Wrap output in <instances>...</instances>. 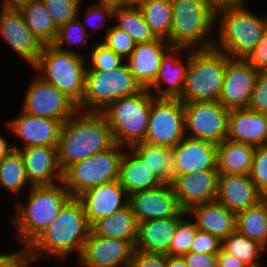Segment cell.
<instances>
[{"label":"cell","instance_id":"4dcf8cb0","mask_svg":"<svg viewBox=\"0 0 267 267\" xmlns=\"http://www.w3.org/2000/svg\"><path fill=\"white\" fill-rule=\"evenodd\" d=\"M255 147L225 139L217 146V170L219 174L249 175Z\"/></svg>","mask_w":267,"mask_h":267},{"label":"cell","instance_id":"ee69618b","mask_svg":"<svg viewBox=\"0 0 267 267\" xmlns=\"http://www.w3.org/2000/svg\"><path fill=\"white\" fill-rule=\"evenodd\" d=\"M249 176L258 191L267 198V144L255 148Z\"/></svg>","mask_w":267,"mask_h":267},{"label":"cell","instance_id":"cb8c5ba5","mask_svg":"<svg viewBox=\"0 0 267 267\" xmlns=\"http://www.w3.org/2000/svg\"><path fill=\"white\" fill-rule=\"evenodd\" d=\"M29 183L54 185L63 180L58 164L57 146H33L19 149Z\"/></svg>","mask_w":267,"mask_h":267},{"label":"cell","instance_id":"d6a6232c","mask_svg":"<svg viewBox=\"0 0 267 267\" xmlns=\"http://www.w3.org/2000/svg\"><path fill=\"white\" fill-rule=\"evenodd\" d=\"M19 11L22 13L25 23L43 45H51L55 41L58 28L41 0L30 1Z\"/></svg>","mask_w":267,"mask_h":267},{"label":"cell","instance_id":"e0dca14e","mask_svg":"<svg viewBox=\"0 0 267 267\" xmlns=\"http://www.w3.org/2000/svg\"><path fill=\"white\" fill-rule=\"evenodd\" d=\"M258 73L246 59L229 58L218 102L229 110L247 108Z\"/></svg>","mask_w":267,"mask_h":267},{"label":"cell","instance_id":"f546056e","mask_svg":"<svg viewBox=\"0 0 267 267\" xmlns=\"http://www.w3.org/2000/svg\"><path fill=\"white\" fill-rule=\"evenodd\" d=\"M118 181L128 195L154 189L162 184L130 148L124 151L121 159Z\"/></svg>","mask_w":267,"mask_h":267},{"label":"cell","instance_id":"f5cc1de1","mask_svg":"<svg viewBox=\"0 0 267 267\" xmlns=\"http://www.w3.org/2000/svg\"><path fill=\"white\" fill-rule=\"evenodd\" d=\"M217 267H250L237 257L230 255L222 248L217 254Z\"/></svg>","mask_w":267,"mask_h":267},{"label":"cell","instance_id":"7bdbcfd3","mask_svg":"<svg viewBox=\"0 0 267 267\" xmlns=\"http://www.w3.org/2000/svg\"><path fill=\"white\" fill-rule=\"evenodd\" d=\"M115 54L122 57L125 61L131 55L136 42L124 30L113 27H108L105 33L104 41H102Z\"/></svg>","mask_w":267,"mask_h":267},{"label":"cell","instance_id":"f6af8a7d","mask_svg":"<svg viewBox=\"0 0 267 267\" xmlns=\"http://www.w3.org/2000/svg\"><path fill=\"white\" fill-rule=\"evenodd\" d=\"M247 108L254 112L267 114V70H259Z\"/></svg>","mask_w":267,"mask_h":267},{"label":"cell","instance_id":"4316f807","mask_svg":"<svg viewBox=\"0 0 267 267\" xmlns=\"http://www.w3.org/2000/svg\"><path fill=\"white\" fill-rule=\"evenodd\" d=\"M193 217L198 230L210 233L220 240L236 230V214L217 201L193 206L188 217Z\"/></svg>","mask_w":267,"mask_h":267},{"label":"cell","instance_id":"277c9868","mask_svg":"<svg viewBox=\"0 0 267 267\" xmlns=\"http://www.w3.org/2000/svg\"><path fill=\"white\" fill-rule=\"evenodd\" d=\"M246 5L216 11L218 37H215L213 48L233 59H246L263 37L267 26V16L256 15Z\"/></svg>","mask_w":267,"mask_h":267},{"label":"cell","instance_id":"4fadbf2b","mask_svg":"<svg viewBox=\"0 0 267 267\" xmlns=\"http://www.w3.org/2000/svg\"><path fill=\"white\" fill-rule=\"evenodd\" d=\"M22 111L37 117L52 118L62 123L79 109L66 94L36 75L23 97Z\"/></svg>","mask_w":267,"mask_h":267},{"label":"cell","instance_id":"9c48e42d","mask_svg":"<svg viewBox=\"0 0 267 267\" xmlns=\"http://www.w3.org/2000/svg\"><path fill=\"white\" fill-rule=\"evenodd\" d=\"M141 89L126 62L109 71H86L84 95L78 109L101 112L111 102L136 94Z\"/></svg>","mask_w":267,"mask_h":267},{"label":"cell","instance_id":"d590c367","mask_svg":"<svg viewBox=\"0 0 267 267\" xmlns=\"http://www.w3.org/2000/svg\"><path fill=\"white\" fill-rule=\"evenodd\" d=\"M27 185L28 189L32 187L28 181L20 151L14 149L0 162V187L20 197Z\"/></svg>","mask_w":267,"mask_h":267},{"label":"cell","instance_id":"11a10c76","mask_svg":"<svg viewBox=\"0 0 267 267\" xmlns=\"http://www.w3.org/2000/svg\"><path fill=\"white\" fill-rule=\"evenodd\" d=\"M93 4L109 8L113 11L132 5L130 0H98Z\"/></svg>","mask_w":267,"mask_h":267},{"label":"cell","instance_id":"b9f144b4","mask_svg":"<svg viewBox=\"0 0 267 267\" xmlns=\"http://www.w3.org/2000/svg\"><path fill=\"white\" fill-rule=\"evenodd\" d=\"M57 28L77 18L82 0H41Z\"/></svg>","mask_w":267,"mask_h":267},{"label":"cell","instance_id":"83f0119b","mask_svg":"<svg viewBox=\"0 0 267 267\" xmlns=\"http://www.w3.org/2000/svg\"><path fill=\"white\" fill-rule=\"evenodd\" d=\"M182 218L170 217L139 222L135 250L169 255L172 237Z\"/></svg>","mask_w":267,"mask_h":267},{"label":"cell","instance_id":"9f6ffc18","mask_svg":"<svg viewBox=\"0 0 267 267\" xmlns=\"http://www.w3.org/2000/svg\"><path fill=\"white\" fill-rule=\"evenodd\" d=\"M30 1L33 0H2L0 8L19 10L22 6L28 4Z\"/></svg>","mask_w":267,"mask_h":267},{"label":"cell","instance_id":"8d00e7d4","mask_svg":"<svg viewBox=\"0 0 267 267\" xmlns=\"http://www.w3.org/2000/svg\"><path fill=\"white\" fill-rule=\"evenodd\" d=\"M114 18L118 21L115 26L129 34L136 44L148 43L157 39L149 25L144 21L136 4L115 10L113 12Z\"/></svg>","mask_w":267,"mask_h":267},{"label":"cell","instance_id":"5b68a950","mask_svg":"<svg viewBox=\"0 0 267 267\" xmlns=\"http://www.w3.org/2000/svg\"><path fill=\"white\" fill-rule=\"evenodd\" d=\"M172 9V25L166 39L172 47L213 48L215 36L211 31L217 25L216 11L205 0H173Z\"/></svg>","mask_w":267,"mask_h":267},{"label":"cell","instance_id":"db71d44e","mask_svg":"<svg viewBox=\"0 0 267 267\" xmlns=\"http://www.w3.org/2000/svg\"><path fill=\"white\" fill-rule=\"evenodd\" d=\"M215 11L232 6H239L248 2L247 0H205Z\"/></svg>","mask_w":267,"mask_h":267},{"label":"cell","instance_id":"d6986e66","mask_svg":"<svg viewBox=\"0 0 267 267\" xmlns=\"http://www.w3.org/2000/svg\"><path fill=\"white\" fill-rule=\"evenodd\" d=\"M8 128L25 143L13 144L14 149L33 146H57L63 123L52 118H43L20 111L17 117L7 121Z\"/></svg>","mask_w":267,"mask_h":267},{"label":"cell","instance_id":"7a4b0ae2","mask_svg":"<svg viewBox=\"0 0 267 267\" xmlns=\"http://www.w3.org/2000/svg\"><path fill=\"white\" fill-rule=\"evenodd\" d=\"M115 144L112 130L101 112L78 110L61 127L57 145L59 167L64 172L72 164Z\"/></svg>","mask_w":267,"mask_h":267},{"label":"cell","instance_id":"f907efd6","mask_svg":"<svg viewBox=\"0 0 267 267\" xmlns=\"http://www.w3.org/2000/svg\"><path fill=\"white\" fill-rule=\"evenodd\" d=\"M246 60L258 70H267V26L263 37Z\"/></svg>","mask_w":267,"mask_h":267},{"label":"cell","instance_id":"1f68e13d","mask_svg":"<svg viewBox=\"0 0 267 267\" xmlns=\"http://www.w3.org/2000/svg\"><path fill=\"white\" fill-rule=\"evenodd\" d=\"M130 149L151 169L162 184L172 183V148L140 142L132 145Z\"/></svg>","mask_w":267,"mask_h":267},{"label":"cell","instance_id":"816d5d0a","mask_svg":"<svg viewBox=\"0 0 267 267\" xmlns=\"http://www.w3.org/2000/svg\"><path fill=\"white\" fill-rule=\"evenodd\" d=\"M182 257L187 267H217V254L189 252Z\"/></svg>","mask_w":267,"mask_h":267},{"label":"cell","instance_id":"680465c9","mask_svg":"<svg viewBox=\"0 0 267 267\" xmlns=\"http://www.w3.org/2000/svg\"><path fill=\"white\" fill-rule=\"evenodd\" d=\"M12 150H14L13 144H8L7 139L0 136V162L4 159Z\"/></svg>","mask_w":267,"mask_h":267},{"label":"cell","instance_id":"681fc988","mask_svg":"<svg viewBox=\"0 0 267 267\" xmlns=\"http://www.w3.org/2000/svg\"><path fill=\"white\" fill-rule=\"evenodd\" d=\"M32 263L27 248L0 254V267H29Z\"/></svg>","mask_w":267,"mask_h":267},{"label":"cell","instance_id":"ffe728a7","mask_svg":"<svg viewBox=\"0 0 267 267\" xmlns=\"http://www.w3.org/2000/svg\"><path fill=\"white\" fill-rule=\"evenodd\" d=\"M182 56L186 57L185 62ZM189 62L190 49L171 47L162 57L157 77L147 89L157 98H179L185 85Z\"/></svg>","mask_w":267,"mask_h":267},{"label":"cell","instance_id":"ba28073f","mask_svg":"<svg viewBox=\"0 0 267 267\" xmlns=\"http://www.w3.org/2000/svg\"><path fill=\"white\" fill-rule=\"evenodd\" d=\"M84 54L44 45L37 62L32 66L37 76L66 94L77 105L85 89L86 60Z\"/></svg>","mask_w":267,"mask_h":267},{"label":"cell","instance_id":"2e32d148","mask_svg":"<svg viewBox=\"0 0 267 267\" xmlns=\"http://www.w3.org/2000/svg\"><path fill=\"white\" fill-rule=\"evenodd\" d=\"M0 36L30 67L37 62L44 45L25 23L19 10L0 8Z\"/></svg>","mask_w":267,"mask_h":267},{"label":"cell","instance_id":"d4e9b609","mask_svg":"<svg viewBox=\"0 0 267 267\" xmlns=\"http://www.w3.org/2000/svg\"><path fill=\"white\" fill-rule=\"evenodd\" d=\"M172 46L166 39L157 38L148 43H137L125 61L142 88H148L157 77L162 57Z\"/></svg>","mask_w":267,"mask_h":267},{"label":"cell","instance_id":"836d02e7","mask_svg":"<svg viewBox=\"0 0 267 267\" xmlns=\"http://www.w3.org/2000/svg\"><path fill=\"white\" fill-rule=\"evenodd\" d=\"M236 230L267 249V198L236 214Z\"/></svg>","mask_w":267,"mask_h":267},{"label":"cell","instance_id":"3957f363","mask_svg":"<svg viewBox=\"0 0 267 267\" xmlns=\"http://www.w3.org/2000/svg\"><path fill=\"white\" fill-rule=\"evenodd\" d=\"M29 190L27 202L15 201V214L10 219V226L14 227L18 242L24 248L52 223L71 197L63 182L32 186Z\"/></svg>","mask_w":267,"mask_h":267},{"label":"cell","instance_id":"52a82bcc","mask_svg":"<svg viewBox=\"0 0 267 267\" xmlns=\"http://www.w3.org/2000/svg\"><path fill=\"white\" fill-rule=\"evenodd\" d=\"M155 96L147 88L111 102L101 113L107 119L116 144L129 149L143 142Z\"/></svg>","mask_w":267,"mask_h":267},{"label":"cell","instance_id":"f35d334b","mask_svg":"<svg viewBox=\"0 0 267 267\" xmlns=\"http://www.w3.org/2000/svg\"><path fill=\"white\" fill-rule=\"evenodd\" d=\"M81 5L77 13V18L74 20L69 21L62 27L58 28L57 36L55 41L51 44L53 45L56 49L63 50V51H71L75 52L77 54H81L78 51H72L68 50V48H64V45L68 46H77V45H82L85 44L90 38V35L87 33L85 26L80 22V11L81 10Z\"/></svg>","mask_w":267,"mask_h":267},{"label":"cell","instance_id":"e575fe53","mask_svg":"<svg viewBox=\"0 0 267 267\" xmlns=\"http://www.w3.org/2000/svg\"><path fill=\"white\" fill-rule=\"evenodd\" d=\"M136 5L154 35L157 38L167 39L173 19L172 2L165 0H142Z\"/></svg>","mask_w":267,"mask_h":267},{"label":"cell","instance_id":"5bb4252c","mask_svg":"<svg viewBox=\"0 0 267 267\" xmlns=\"http://www.w3.org/2000/svg\"><path fill=\"white\" fill-rule=\"evenodd\" d=\"M128 200L138 223L151 219L188 216V212L180 207L171 184H160L154 189L132 193Z\"/></svg>","mask_w":267,"mask_h":267},{"label":"cell","instance_id":"ac0fdd59","mask_svg":"<svg viewBox=\"0 0 267 267\" xmlns=\"http://www.w3.org/2000/svg\"><path fill=\"white\" fill-rule=\"evenodd\" d=\"M218 180V170H203L173 175L171 185L180 207L188 212L195 205L216 201Z\"/></svg>","mask_w":267,"mask_h":267},{"label":"cell","instance_id":"91938a15","mask_svg":"<svg viewBox=\"0 0 267 267\" xmlns=\"http://www.w3.org/2000/svg\"><path fill=\"white\" fill-rule=\"evenodd\" d=\"M140 1H142V0H130L131 4H137V3H139Z\"/></svg>","mask_w":267,"mask_h":267},{"label":"cell","instance_id":"7dc6e473","mask_svg":"<svg viewBox=\"0 0 267 267\" xmlns=\"http://www.w3.org/2000/svg\"><path fill=\"white\" fill-rule=\"evenodd\" d=\"M113 12L114 11L109 8H105L95 4L92 5L90 4V6L87 7L86 9L85 12L86 16L83 18L85 19V21L83 22L82 20H80V22L85 26L87 33L90 35V33L88 32V28L90 26L93 30H96V28H103L104 26L107 25L106 23L107 20H109L110 18L111 20L113 19ZM93 21H95V24ZM86 23H88V25Z\"/></svg>","mask_w":267,"mask_h":267},{"label":"cell","instance_id":"6da1fadb","mask_svg":"<svg viewBox=\"0 0 267 267\" xmlns=\"http://www.w3.org/2000/svg\"><path fill=\"white\" fill-rule=\"evenodd\" d=\"M89 233L82 202L78 197H70L52 223L26 248L32 263L49 255L64 263L71 253L76 252L79 257Z\"/></svg>","mask_w":267,"mask_h":267},{"label":"cell","instance_id":"c3c4849f","mask_svg":"<svg viewBox=\"0 0 267 267\" xmlns=\"http://www.w3.org/2000/svg\"><path fill=\"white\" fill-rule=\"evenodd\" d=\"M129 267H166V254L135 250Z\"/></svg>","mask_w":267,"mask_h":267},{"label":"cell","instance_id":"6f0895ef","mask_svg":"<svg viewBox=\"0 0 267 267\" xmlns=\"http://www.w3.org/2000/svg\"><path fill=\"white\" fill-rule=\"evenodd\" d=\"M166 267H187L182 256L166 255Z\"/></svg>","mask_w":267,"mask_h":267},{"label":"cell","instance_id":"ab89813d","mask_svg":"<svg viewBox=\"0 0 267 267\" xmlns=\"http://www.w3.org/2000/svg\"><path fill=\"white\" fill-rule=\"evenodd\" d=\"M93 45L89 53L86 71H109L122 66L125 60L102 42Z\"/></svg>","mask_w":267,"mask_h":267},{"label":"cell","instance_id":"484cf974","mask_svg":"<svg viewBox=\"0 0 267 267\" xmlns=\"http://www.w3.org/2000/svg\"><path fill=\"white\" fill-rule=\"evenodd\" d=\"M227 139L255 148L267 144V114L248 108L230 109Z\"/></svg>","mask_w":267,"mask_h":267},{"label":"cell","instance_id":"603a6c76","mask_svg":"<svg viewBox=\"0 0 267 267\" xmlns=\"http://www.w3.org/2000/svg\"><path fill=\"white\" fill-rule=\"evenodd\" d=\"M265 197L249 175L219 174L216 201L237 214L257 205Z\"/></svg>","mask_w":267,"mask_h":267},{"label":"cell","instance_id":"44dd1931","mask_svg":"<svg viewBox=\"0 0 267 267\" xmlns=\"http://www.w3.org/2000/svg\"><path fill=\"white\" fill-rule=\"evenodd\" d=\"M217 144L185 137L172 148V174L217 170Z\"/></svg>","mask_w":267,"mask_h":267},{"label":"cell","instance_id":"8992f818","mask_svg":"<svg viewBox=\"0 0 267 267\" xmlns=\"http://www.w3.org/2000/svg\"><path fill=\"white\" fill-rule=\"evenodd\" d=\"M229 58L215 48L190 50L185 85L178 99L183 103L219 101Z\"/></svg>","mask_w":267,"mask_h":267},{"label":"cell","instance_id":"f1b7e54d","mask_svg":"<svg viewBox=\"0 0 267 267\" xmlns=\"http://www.w3.org/2000/svg\"><path fill=\"white\" fill-rule=\"evenodd\" d=\"M90 232L101 237L123 239L135 247L138 237V222L128 204L111 216L94 221L90 225Z\"/></svg>","mask_w":267,"mask_h":267},{"label":"cell","instance_id":"8fae6325","mask_svg":"<svg viewBox=\"0 0 267 267\" xmlns=\"http://www.w3.org/2000/svg\"><path fill=\"white\" fill-rule=\"evenodd\" d=\"M186 137L184 104L178 98H157L151 104L143 142L173 148Z\"/></svg>","mask_w":267,"mask_h":267},{"label":"cell","instance_id":"bcb514c9","mask_svg":"<svg viewBox=\"0 0 267 267\" xmlns=\"http://www.w3.org/2000/svg\"><path fill=\"white\" fill-rule=\"evenodd\" d=\"M222 240L218 237L197 230L193 241L191 242L190 252L203 254H218L221 249Z\"/></svg>","mask_w":267,"mask_h":267},{"label":"cell","instance_id":"74e56055","mask_svg":"<svg viewBox=\"0 0 267 267\" xmlns=\"http://www.w3.org/2000/svg\"><path fill=\"white\" fill-rule=\"evenodd\" d=\"M221 248L230 255L245 262L250 267H264L259 261L262 252L267 249L260 243L239 233L237 230L222 240Z\"/></svg>","mask_w":267,"mask_h":267},{"label":"cell","instance_id":"9a60e30c","mask_svg":"<svg viewBox=\"0 0 267 267\" xmlns=\"http://www.w3.org/2000/svg\"><path fill=\"white\" fill-rule=\"evenodd\" d=\"M134 251L128 241L90 232L77 261L83 267H129Z\"/></svg>","mask_w":267,"mask_h":267},{"label":"cell","instance_id":"60d3db41","mask_svg":"<svg viewBox=\"0 0 267 267\" xmlns=\"http://www.w3.org/2000/svg\"><path fill=\"white\" fill-rule=\"evenodd\" d=\"M184 216L176 227L174 236L172 237L169 256H182L190 252L191 242L198 230L197 223Z\"/></svg>","mask_w":267,"mask_h":267},{"label":"cell","instance_id":"30bf717a","mask_svg":"<svg viewBox=\"0 0 267 267\" xmlns=\"http://www.w3.org/2000/svg\"><path fill=\"white\" fill-rule=\"evenodd\" d=\"M125 149L127 148L115 144L106 151L69 166L63 172L62 182L71 197H78L89 188L118 180Z\"/></svg>","mask_w":267,"mask_h":267},{"label":"cell","instance_id":"7c38bea8","mask_svg":"<svg viewBox=\"0 0 267 267\" xmlns=\"http://www.w3.org/2000/svg\"><path fill=\"white\" fill-rule=\"evenodd\" d=\"M184 104L186 137L215 144L227 139L230 110L218 101Z\"/></svg>","mask_w":267,"mask_h":267},{"label":"cell","instance_id":"7402d4cb","mask_svg":"<svg viewBox=\"0 0 267 267\" xmlns=\"http://www.w3.org/2000/svg\"><path fill=\"white\" fill-rule=\"evenodd\" d=\"M128 197L118 180L89 188L78 196L89 225L127 206Z\"/></svg>","mask_w":267,"mask_h":267}]
</instances>
